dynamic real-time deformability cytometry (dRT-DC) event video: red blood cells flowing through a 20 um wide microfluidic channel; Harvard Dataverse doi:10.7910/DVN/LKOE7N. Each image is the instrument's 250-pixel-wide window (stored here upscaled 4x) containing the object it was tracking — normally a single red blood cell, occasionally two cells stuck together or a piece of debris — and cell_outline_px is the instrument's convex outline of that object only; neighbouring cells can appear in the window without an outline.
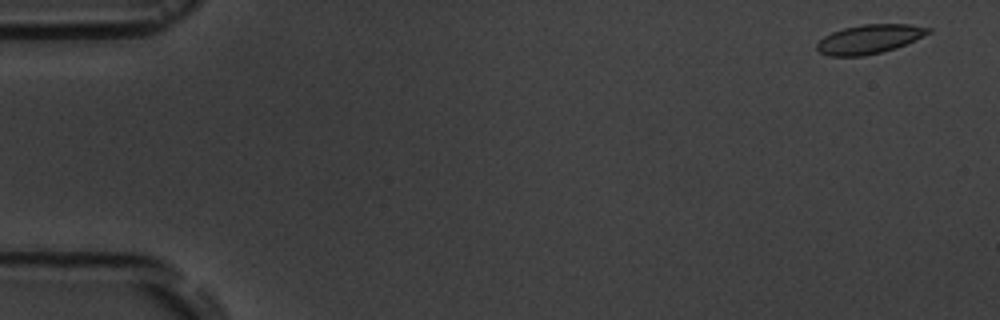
{"species": "common noctule bat (a hibernating species)", "species_latin": "Nyctalus noctula", "temperature_condition": "room temperature", "stored_images_in_passage": 5, "camera_frame_rate_fps": 3000, "um_per_image_px": 0.085, "animal": {"sex": "male", "body_mass_g": 19.5, "forearm_length_mm": 54.6}, "frame": {"image": 1, "passage_image": 1, "time_ms": 0.0, "image_size_px": [1000, 320], "cell_outline_px": [[932, 32], [896, 48], [864, 56], [828, 56], [820, 52], [816, 48], [816, 44], [824, 36], [832, 32], [844, 28], [864, 24], [908, 24], [932, 28]], "centroid_in_image_um": [73.89, 3.32], "position_along_channel_um": 11.1, "area_um2": 18.79}}
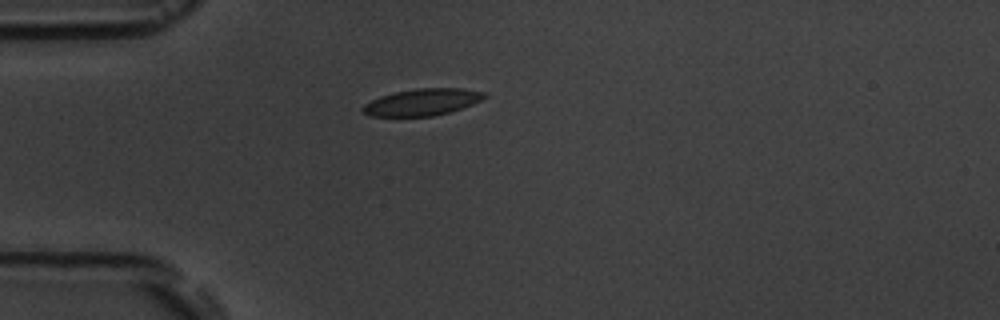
{"frame": {"image": 2, "passage_image": 5, "time_ms": 4.333, "image_size_px": [1000, 320], "cell_outline_px": [[488, 96], [472, 104], [448, 112], [432, 116], [368, 116], [360, 112], [360, 108], [364, 104], [380, 96], [396, 92], [416, 88], [464, 88], [484, 92]], "centroid_in_image_um": [35.84, 8.68], "position_along_channel_um": 49.2, "area_um2": 18.96}}